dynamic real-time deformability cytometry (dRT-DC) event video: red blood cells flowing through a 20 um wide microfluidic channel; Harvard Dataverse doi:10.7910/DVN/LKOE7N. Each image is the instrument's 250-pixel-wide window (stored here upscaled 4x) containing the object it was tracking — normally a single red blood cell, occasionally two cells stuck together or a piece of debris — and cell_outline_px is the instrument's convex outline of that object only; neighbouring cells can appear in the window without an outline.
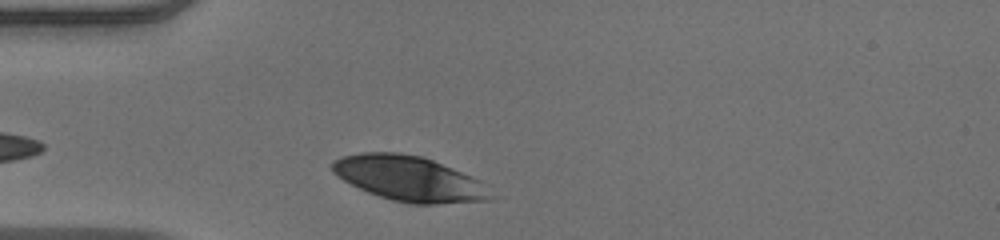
{"species": "human", "species_latin": "Homo sapiens", "temperature_condition": "warm", "stored_images_in_passage": 28, "camera_frame_rate_fps": 3000, "um_per_image_px": 0.085, "donor": {"sex": "male"}, "frame": {"image": 1, "passage_image": 2, "time_ms": 0.333, "image_size_px": [1000, 240], "cell_outline_px": [[488, 200], [436, 204], [412, 204], [392, 200], [368, 192], [344, 180], [332, 172], [332, 160], [340, 156], [360, 152], [400, 152], [420, 156], [432, 160], [452, 168], [476, 180]], "centroid_in_image_um": [34.59, 15.15], "position_along_channel_um": 50.4, "area_um2": 40.34}}
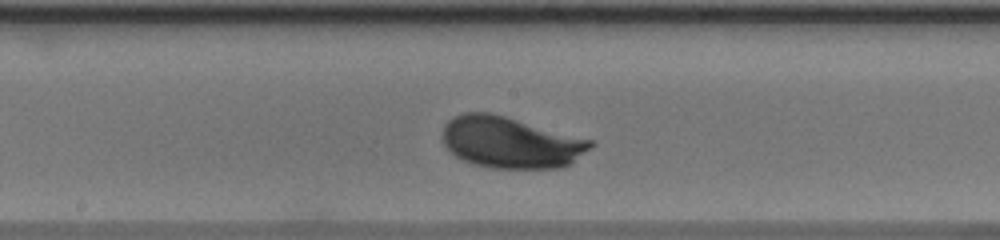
{"frame": {"image": 2, "passage_image": 15, "time_ms": 4.667, "image_size_px": [1000, 240], "cell_outline_px": [[592, 144], [572, 164], [560, 168], [492, 168], [472, 164], [456, 156], [444, 144], [444, 124], [452, 116], [464, 112], [488, 112], [504, 116], [592, 140]], "centroid_in_image_um": [43.37, 12.11], "position_along_channel_um": 204.8, "area_um2": 43.87}}
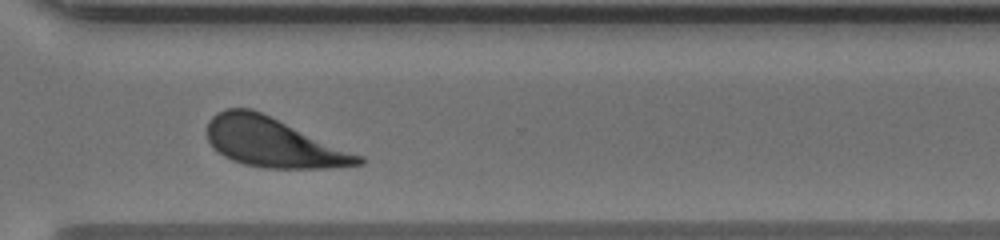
{"frame": {"image": 3, "passage_image": 26, "time_ms": 8.333, "image_size_px": [1000, 240], "cell_outline_px": [[364, 164], [328, 168], [264, 168], [244, 164], [232, 160], [224, 156], [212, 148], [208, 140], [208, 120], [216, 112], [224, 108], [252, 108], [364, 156]], "centroid_in_image_um": [23.21, 12.11], "position_along_channel_um": 347.4, "area_um2": 43.64}, "authors_computed_cell_mechanics": {"area_um2": 43.4945, "velocity_mm_per_s": 3.8935, "shape_relaxation_time_tau1_ms": 1.8251, "shape_relaxation_time_tau2_ms": null, "deformation_change_tau1": 0.1419, "deformation_change_tau2": null}}